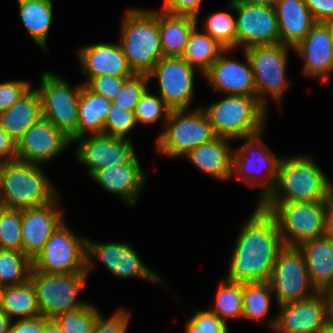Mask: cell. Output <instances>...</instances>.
<instances>
[{
    "mask_svg": "<svg viewBox=\"0 0 333 333\" xmlns=\"http://www.w3.org/2000/svg\"><path fill=\"white\" fill-rule=\"evenodd\" d=\"M271 291L269 282L243 283L242 318L263 319L270 310Z\"/></svg>",
    "mask_w": 333,
    "mask_h": 333,
    "instance_id": "obj_36",
    "label": "cell"
},
{
    "mask_svg": "<svg viewBox=\"0 0 333 333\" xmlns=\"http://www.w3.org/2000/svg\"><path fill=\"white\" fill-rule=\"evenodd\" d=\"M308 277L317 292L333 290V241L326 236L308 240L299 246Z\"/></svg>",
    "mask_w": 333,
    "mask_h": 333,
    "instance_id": "obj_26",
    "label": "cell"
},
{
    "mask_svg": "<svg viewBox=\"0 0 333 333\" xmlns=\"http://www.w3.org/2000/svg\"><path fill=\"white\" fill-rule=\"evenodd\" d=\"M91 177L105 190L120 196L130 205L137 202L146 179L136 156L127 164L97 170Z\"/></svg>",
    "mask_w": 333,
    "mask_h": 333,
    "instance_id": "obj_23",
    "label": "cell"
},
{
    "mask_svg": "<svg viewBox=\"0 0 333 333\" xmlns=\"http://www.w3.org/2000/svg\"><path fill=\"white\" fill-rule=\"evenodd\" d=\"M326 302L327 325L333 327V290L323 291Z\"/></svg>",
    "mask_w": 333,
    "mask_h": 333,
    "instance_id": "obj_52",
    "label": "cell"
},
{
    "mask_svg": "<svg viewBox=\"0 0 333 333\" xmlns=\"http://www.w3.org/2000/svg\"><path fill=\"white\" fill-rule=\"evenodd\" d=\"M77 141L79 146L76 156L80 162L89 167L90 176L97 170L127 164L136 156L133 145L127 138L91 134L87 138L82 136L72 142Z\"/></svg>",
    "mask_w": 333,
    "mask_h": 333,
    "instance_id": "obj_15",
    "label": "cell"
},
{
    "mask_svg": "<svg viewBox=\"0 0 333 333\" xmlns=\"http://www.w3.org/2000/svg\"><path fill=\"white\" fill-rule=\"evenodd\" d=\"M228 138L215 137L211 141L190 150L186 156L206 174L216 179L227 180L233 176V156Z\"/></svg>",
    "mask_w": 333,
    "mask_h": 333,
    "instance_id": "obj_27",
    "label": "cell"
},
{
    "mask_svg": "<svg viewBox=\"0 0 333 333\" xmlns=\"http://www.w3.org/2000/svg\"><path fill=\"white\" fill-rule=\"evenodd\" d=\"M274 8L283 45L294 48L317 23L304 0H277Z\"/></svg>",
    "mask_w": 333,
    "mask_h": 333,
    "instance_id": "obj_25",
    "label": "cell"
},
{
    "mask_svg": "<svg viewBox=\"0 0 333 333\" xmlns=\"http://www.w3.org/2000/svg\"><path fill=\"white\" fill-rule=\"evenodd\" d=\"M0 307L11 320L13 316H19V320L41 317L31 280L20 285L3 287L0 293Z\"/></svg>",
    "mask_w": 333,
    "mask_h": 333,
    "instance_id": "obj_31",
    "label": "cell"
},
{
    "mask_svg": "<svg viewBox=\"0 0 333 333\" xmlns=\"http://www.w3.org/2000/svg\"><path fill=\"white\" fill-rule=\"evenodd\" d=\"M325 236L333 241V188L327 200Z\"/></svg>",
    "mask_w": 333,
    "mask_h": 333,
    "instance_id": "obj_51",
    "label": "cell"
},
{
    "mask_svg": "<svg viewBox=\"0 0 333 333\" xmlns=\"http://www.w3.org/2000/svg\"><path fill=\"white\" fill-rule=\"evenodd\" d=\"M224 323L228 318L242 317L243 314V283L225 280L221 283L215 306L210 310Z\"/></svg>",
    "mask_w": 333,
    "mask_h": 333,
    "instance_id": "obj_35",
    "label": "cell"
},
{
    "mask_svg": "<svg viewBox=\"0 0 333 333\" xmlns=\"http://www.w3.org/2000/svg\"><path fill=\"white\" fill-rule=\"evenodd\" d=\"M186 333H229L224 323L210 310L195 312L186 324Z\"/></svg>",
    "mask_w": 333,
    "mask_h": 333,
    "instance_id": "obj_43",
    "label": "cell"
},
{
    "mask_svg": "<svg viewBox=\"0 0 333 333\" xmlns=\"http://www.w3.org/2000/svg\"><path fill=\"white\" fill-rule=\"evenodd\" d=\"M121 49L135 74H148L163 58L158 12L131 9L123 19Z\"/></svg>",
    "mask_w": 333,
    "mask_h": 333,
    "instance_id": "obj_3",
    "label": "cell"
},
{
    "mask_svg": "<svg viewBox=\"0 0 333 333\" xmlns=\"http://www.w3.org/2000/svg\"><path fill=\"white\" fill-rule=\"evenodd\" d=\"M92 255L97 257L109 271L121 278L141 277L154 281L160 278L142 263L140 257L127 243H93L87 239V273L94 263L91 262Z\"/></svg>",
    "mask_w": 333,
    "mask_h": 333,
    "instance_id": "obj_18",
    "label": "cell"
},
{
    "mask_svg": "<svg viewBox=\"0 0 333 333\" xmlns=\"http://www.w3.org/2000/svg\"><path fill=\"white\" fill-rule=\"evenodd\" d=\"M305 60L304 73L326 82L333 70V38L323 23H316L294 48Z\"/></svg>",
    "mask_w": 333,
    "mask_h": 333,
    "instance_id": "obj_22",
    "label": "cell"
},
{
    "mask_svg": "<svg viewBox=\"0 0 333 333\" xmlns=\"http://www.w3.org/2000/svg\"><path fill=\"white\" fill-rule=\"evenodd\" d=\"M0 160H17V142H15L0 125Z\"/></svg>",
    "mask_w": 333,
    "mask_h": 333,
    "instance_id": "obj_50",
    "label": "cell"
},
{
    "mask_svg": "<svg viewBox=\"0 0 333 333\" xmlns=\"http://www.w3.org/2000/svg\"><path fill=\"white\" fill-rule=\"evenodd\" d=\"M0 249L22 252L21 209L0 205Z\"/></svg>",
    "mask_w": 333,
    "mask_h": 333,
    "instance_id": "obj_37",
    "label": "cell"
},
{
    "mask_svg": "<svg viewBox=\"0 0 333 333\" xmlns=\"http://www.w3.org/2000/svg\"><path fill=\"white\" fill-rule=\"evenodd\" d=\"M52 202L21 210L22 252L33 260L51 234L63 223L62 212Z\"/></svg>",
    "mask_w": 333,
    "mask_h": 333,
    "instance_id": "obj_20",
    "label": "cell"
},
{
    "mask_svg": "<svg viewBox=\"0 0 333 333\" xmlns=\"http://www.w3.org/2000/svg\"><path fill=\"white\" fill-rule=\"evenodd\" d=\"M310 157L281 158L273 186L259 202L261 210L277 202H327L333 184Z\"/></svg>",
    "mask_w": 333,
    "mask_h": 333,
    "instance_id": "obj_2",
    "label": "cell"
},
{
    "mask_svg": "<svg viewBox=\"0 0 333 333\" xmlns=\"http://www.w3.org/2000/svg\"><path fill=\"white\" fill-rule=\"evenodd\" d=\"M99 315L96 307L86 304L78 309L60 314L54 319L61 327L62 333H93Z\"/></svg>",
    "mask_w": 333,
    "mask_h": 333,
    "instance_id": "obj_38",
    "label": "cell"
},
{
    "mask_svg": "<svg viewBox=\"0 0 333 333\" xmlns=\"http://www.w3.org/2000/svg\"><path fill=\"white\" fill-rule=\"evenodd\" d=\"M233 2L247 3L251 5H265L274 7L277 0H232Z\"/></svg>",
    "mask_w": 333,
    "mask_h": 333,
    "instance_id": "obj_55",
    "label": "cell"
},
{
    "mask_svg": "<svg viewBox=\"0 0 333 333\" xmlns=\"http://www.w3.org/2000/svg\"><path fill=\"white\" fill-rule=\"evenodd\" d=\"M112 101L91 91L82 84L78 100L77 138L86 132L92 135L103 134V128Z\"/></svg>",
    "mask_w": 333,
    "mask_h": 333,
    "instance_id": "obj_30",
    "label": "cell"
},
{
    "mask_svg": "<svg viewBox=\"0 0 333 333\" xmlns=\"http://www.w3.org/2000/svg\"><path fill=\"white\" fill-rule=\"evenodd\" d=\"M132 76L98 75L91 77L85 84L91 91L113 101L124 83Z\"/></svg>",
    "mask_w": 333,
    "mask_h": 333,
    "instance_id": "obj_44",
    "label": "cell"
},
{
    "mask_svg": "<svg viewBox=\"0 0 333 333\" xmlns=\"http://www.w3.org/2000/svg\"><path fill=\"white\" fill-rule=\"evenodd\" d=\"M195 69L182 57H163L147 75L158 78V94L171 110H187L193 97Z\"/></svg>",
    "mask_w": 333,
    "mask_h": 333,
    "instance_id": "obj_13",
    "label": "cell"
},
{
    "mask_svg": "<svg viewBox=\"0 0 333 333\" xmlns=\"http://www.w3.org/2000/svg\"><path fill=\"white\" fill-rule=\"evenodd\" d=\"M187 110H171L166 130L157 138V149L169 157H181L193 148L207 143L216 136L208 117L199 108L196 111L185 113Z\"/></svg>",
    "mask_w": 333,
    "mask_h": 333,
    "instance_id": "obj_8",
    "label": "cell"
},
{
    "mask_svg": "<svg viewBox=\"0 0 333 333\" xmlns=\"http://www.w3.org/2000/svg\"><path fill=\"white\" fill-rule=\"evenodd\" d=\"M231 9L238 13L236 18L237 46L244 48L257 45L280 43L278 20L274 7L233 2Z\"/></svg>",
    "mask_w": 333,
    "mask_h": 333,
    "instance_id": "obj_14",
    "label": "cell"
},
{
    "mask_svg": "<svg viewBox=\"0 0 333 333\" xmlns=\"http://www.w3.org/2000/svg\"><path fill=\"white\" fill-rule=\"evenodd\" d=\"M317 23L333 18V0H304Z\"/></svg>",
    "mask_w": 333,
    "mask_h": 333,
    "instance_id": "obj_48",
    "label": "cell"
},
{
    "mask_svg": "<svg viewBox=\"0 0 333 333\" xmlns=\"http://www.w3.org/2000/svg\"><path fill=\"white\" fill-rule=\"evenodd\" d=\"M32 269L48 274L87 272V239L75 235L63 222L32 260Z\"/></svg>",
    "mask_w": 333,
    "mask_h": 333,
    "instance_id": "obj_7",
    "label": "cell"
},
{
    "mask_svg": "<svg viewBox=\"0 0 333 333\" xmlns=\"http://www.w3.org/2000/svg\"><path fill=\"white\" fill-rule=\"evenodd\" d=\"M202 0H164L163 11L172 15L191 16L197 19Z\"/></svg>",
    "mask_w": 333,
    "mask_h": 333,
    "instance_id": "obj_47",
    "label": "cell"
},
{
    "mask_svg": "<svg viewBox=\"0 0 333 333\" xmlns=\"http://www.w3.org/2000/svg\"><path fill=\"white\" fill-rule=\"evenodd\" d=\"M12 320L5 313V311L0 307V333H8Z\"/></svg>",
    "mask_w": 333,
    "mask_h": 333,
    "instance_id": "obj_54",
    "label": "cell"
},
{
    "mask_svg": "<svg viewBox=\"0 0 333 333\" xmlns=\"http://www.w3.org/2000/svg\"><path fill=\"white\" fill-rule=\"evenodd\" d=\"M205 33L216 40L225 49L237 46L236 20L228 12H217L207 18Z\"/></svg>",
    "mask_w": 333,
    "mask_h": 333,
    "instance_id": "obj_39",
    "label": "cell"
},
{
    "mask_svg": "<svg viewBox=\"0 0 333 333\" xmlns=\"http://www.w3.org/2000/svg\"><path fill=\"white\" fill-rule=\"evenodd\" d=\"M130 315L120 309L106 319L100 314L94 325L93 333H126Z\"/></svg>",
    "mask_w": 333,
    "mask_h": 333,
    "instance_id": "obj_46",
    "label": "cell"
},
{
    "mask_svg": "<svg viewBox=\"0 0 333 333\" xmlns=\"http://www.w3.org/2000/svg\"><path fill=\"white\" fill-rule=\"evenodd\" d=\"M323 24L325 25V27L328 29L329 34L331 35V37L333 38V18L327 19L323 22Z\"/></svg>",
    "mask_w": 333,
    "mask_h": 333,
    "instance_id": "obj_56",
    "label": "cell"
},
{
    "mask_svg": "<svg viewBox=\"0 0 333 333\" xmlns=\"http://www.w3.org/2000/svg\"><path fill=\"white\" fill-rule=\"evenodd\" d=\"M29 81L14 80L0 83V113L7 110L31 89Z\"/></svg>",
    "mask_w": 333,
    "mask_h": 333,
    "instance_id": "obj_45",
    "label": "cell"
},
{
    "mask_svg": "<svg viewBox=\"0 0 333 333\" xmlns=\"http://www.w3.org/2000/svg\"><path fill=\"white\" fill-rule=\"evenodd\" d=\"M224 50L225 48L211 36L199 32L196 25L189 35L181 57L204 74Z\"/></svg>",
    "mask_w": 333,
    "mask_h": 333,
    "instance_id": "obj_33",
    "label": "cell"
},
{
    "mask_svg": "<svg viewBox=\"0 0 333 333\" xmlns=\"http://www.w3.org/2000/svg\"><path fill=\"white\" fill-rule=\"evenodd\" d=\"M20 17L32 39L46 50V37L52 24L53 5L51 1L17 0Z\"/></svg>",
    "mask_w": 333,
    "mask_h": 333,
    "instance_id": "obj_32",
    "label": "cell"
},
{
    "mask_svg": "<svg viewBox=\"0 0 333 333\" xmlns=\"http://www.w3.org/2000/svg\"><path fill=\"white\" fill-rule=\"evenodd\" d=\"M32 260L23 252L0 249V284L20 285L30 280Z\"/></svg>",
    "mask_w": 333,
    "mask_h": 333,
    "instance_id": "obj_34",
    "label": "cell"
},
{
    "mask_svg": "<svg viewBox=\"0 0 333 333\" xmlns=\"http://www.w3.org/2000/svg\"><path fill=\"white\" fill-rule=\"evenodd\" d=\"M30 1L40 2V1H51V0H30Z\"/></svg>",
    "mask_w": 333,
    "mask_h": 333,
    "instance_id": "obj_59",
    "label": "cell"
},
{
    "mask_svg": "<svg viewBox=\"0 0 333 333\" xmlns=\"http://www.w3.org/2000/svg\"><path fill=\"white\" fill-rule=\"evenodd\" d=\"M8 333H44V317L17 320L11 323Z\"/></svg>",
    "mask_w": 333,
    "mask_h": 333,
    "instance_id": "obj_49",
    "label": "cell"
},
{
    "mask_svg": "<svg viewBox=\"0 0 333 333\" xmlns=\"http://www.w3.org/2000/svg\"><path fill=\"white\" fill-rule=\"evenodd\" d=\"M71 142L62 130L42 117L18 140L17 160L42 164L56 157Z\"/></svg>",
    "mask_w": 333,
    "mask_h": 333,
    "instance_id": "obj_16",
    "label": "cell"
},
{
    "mask_svg": "<svg viewBox=\"0 0 333 333\" xmlns=\"http://www.w3.org/2000/svg\"><path fill=\"white\" fill-rule=\"evenodd\" d=\"M160 12H158V28L163 56L181 57L189 35L198 21L191 16Z\"/></svg>",
    "mask_w": 333,
    "mask_h": 333,
    "instance_id": "obj_29",
    "label": "cell"
},
{
    "mask_svg": "<svg viewBox=\"0 0 333 333\" xmlns=\"http://www.w3.org/2000/svg\"><path fill=\"white\" fill-rule=\"evenodd\" d=\"M283 247L275 218L268 211L257 207L241 229L225 280L268 282Z\"/></svg>",
    "mask_w": 333,
    "mask_h": 333,
    "instance_id": "obj_1",
    "label": "cell"
},
{
    "mask_svg": "<svg viewBox=\"0 0 333 333\" xmlns=\"http://www.w3.org/2000/svg\"><path fill=\"white\" fill-rule=\"evenodd\" d=\"M268 282L276 293L278 305L303 301L317 293L309 280L306 261L299 247L284 246L279 251ZM310 289L315 294L310 293Z\"/></svg>",
    "mask_w": 333,
    "mask_h": 333,
    "instance_id": "obj_11",
    "label": "cell"
},
{
    "mask_svg": "<svg viewBox=\"0 0 333 333\" xmlns=\"http://www.w3.org/2000/svg\"><path fill=\"white\" fill-rule=\"evenodd\" d=\"M225 49L218 59L204 73L215 90L226 92L227 95L256 97V86L249 59L245 55L246 64L233 59H227ZM226 52V53H225Z\"/></svg>",
    "mask_w": 333,
    "mask_h": 333,
    "instance_id": "obj_21",
    "label": "cell"
},
{
    "mask_svg": "<svg viewBox=\"0 0 333 333\" xmlns=\"http://www.w3.org/2000/svg\"><path fill=\"white\" fill-rule=\"evenodd\" d=\"M319 333H333V327L326 324Z\"/></svg>",
    "mask_w": 333,
    "mask_h": 333,
    "instance_id": "obj_58",
    "label": "cell"
},
{
    "mask_svg": "<svg viewBox=\"0 0 333 333\" xmlns=\"http://www.w3.org/2000/svg\"><path fill=\"white\" fill-rule=\"evenodd\" d=\"M327 202H277L268 212L275 218L284 246L325 236Z\"/></svg>",
    "mask_w": 333,
    "mask_h": 333,
    "instance_id": "obj_6",
    "label": "cell"
},
{
    "mask_svg": "<svg viewBox=\"0 0 333 333\" xmlns=\"http://www.w3.org/2000/svg\"><path fill=\"white\" fill-rule=\"evenodd\" d=\"M260 136L261 133L245 137V144L238 148V150L232 151L234 155L232 174H237V176L240 177L245 184L250 185L251 183L254 185L256 183V185H259L263 188L262 197H264L273 186L281 158L274 156L269 151L267 153V150L265 151L264 148H266V145L263 144V141L259 138ZM257 146L259 147L258 149L255 148ZM261 166L262 168L266 167L268 173V179L264 182H261L262 177L261 179L257 177L258 174L254 175V172L251 174V171H253V168L251 167H258L259 169Z\"/></svg>",
    "mask_w": 333,
    "mask_h": 333,
    "instance_id": "obj_19",
    "label": "cell"
},
{
    "mask_svg": "<svg viewBox=\"0 0 333 333\" xmlns=\"http://www.w3.org/2000/svg\"><path fill=\"white\" fill-rule=\"evenodd\" d=\"M171 109L161 97L155 96L148 92V89L140 98L134 110L136 123H155L162 114L164 120L168 118Z\"/></svg>",
    "mask_w": 333,
    "mask_h": 333,
    "instance_id": "obj_41",
    "label": "cell"
},
{
    "mask_svg": "<svg viewBox=\"0 0 333 333\" xmlns=\"http://www.w3.org/2000/svg\"><path fill=\"white\" fill-rule=\"evenodd\" d=\"M290 46L281 43L257 45L244 49L254 76L256 97L266 108L264 93H268L281 104L284 89L288 86L285 77L287 50ZM264 98V100H263Z\"/></svg>",
    "mask_w": 333,
    "mask_h": 333,
    "instance_id": "obj_12",
    "label": "cell"
},
{
    "mask_svg": "<svg viewBox=\"0 0 333 333\" xmlns=\"http://www.w3.org/2000/svg\"><path fill=\"white\" fill-rule=\"evenodd\" d=\"M134 111L122 109L117 103H111L103 128V134L111 137L124 138L136 125Z\"/></svg>",
    "mask_w": 333,
    "mask_h": 333,
    "instance_id": "obj_40",
    "label": "cell"
},
{
    "mask_svg": "<svg viewBox=\"0 0 333 333\" xmlns=\"http://www.w3.org/2000/svg\"><path fill=\"white\" fill-rule=\"evenodd\" d=\"M6 163H7L6 161L0 160V190H1V187H2L3 173H4V170H5Z\"/></svg>",
    "mask_w": 333,
    "mask_h": 333,
    "instance_id": "obj_57",
    "label": "cell"
},
{
    "mask_svg": "<svg viewBox=\"0 0 333 333\" xmlns=\"http://www.w3.org/2000/svg\"><path fill=\"white\" fill-rule=\"evenodd\" d=\"M202 110L217 137L244 140L263 131L266 108L257 97L227 95Z\"/></svg>",
    "mask_w": 333,
    "mask_h": 333,
    "instance_id": "obj_4",
    "label": "cell"
},
{
    "mask_svg": "<svg viewBox=\"0 0 333 333\" xmlns=\"http://www.w3.org/2000/svg\"><path fill=\"white\" fill-rule=\"evenodd\" d=\"M54 192L39 164L19 160L6 163L0 190L1 206L21 210L43 206L55 199Z\"/></svg>",
    "mask_w": 333,
    "mask_h": 333,
    "instance_id": "obj_5",
    "label": "cell"
},
{
    "mask_svg": "<svg viewBox=\"0 0 333 333\" xmlns=\"http://www.w3.org/2000/svg\"><path fill=\"white\" fill-rule=\"evenodd\" d=\"M38 91L41 99L42 116L71 141L77 138L78 100L82 84L72 89L64 79L45 72L40 79Z\"/></svg>",
    "mask_w": 333,
    "mask_h": 333,
    "instance_id": "obj_10",
    "label": "cell"
},
{
    "mask_svg": "<svg viewBox=\"0 0 333 333\" xmlns=\"http://www.w3.org/2000/svg\"><path fill=\"white\" fill-rule=\"evenodd\" d=\"M44 333H62V330L54 318L44 317Z\"/></svg>",
    "mask_w": 333,
    "mask_h": 333,
    "instance_id": "obj_53",
    "label": "cell"
},
{
    "mask_svg": "<svg viewBox=\"0 0 333 333\" xmlns=\"http://www.w3.org/2000/svg\"><path fill=\"white\" fill-rule=\"evenodd\" d=\"M148 80L146 74H135L124 83L113 102L117 103L122 109L134 111L140 98L148 89Z\"/></svg>",
    "mask_w": 333,
    "mask_h": 333,
    "instance_id": "obj_42",
    "label": "cell"
},
{
    "mask_svg": "<svg viewBox=\"0 0 333 333\" xmlns=\"http://www.w3.org/2000/svg\"><path fill=\"white\" fill-rule=\"evenodd\" d=\"M41 99L36 89L29 90L7 110L0 113V125L15 141L42 118Z\"/></svg>",
    "mask_w": 333,
    "mask_h": 333,
    "instance_id": "obj_28",
    "label": "cell"
},
{
    "mask_svg": "<svg viewBox=\"0 0 333 333\" xmlns=\"http://www.w3.org/2000/svg\"><path fill=\"white\" fill-rule=\"evenodd\" d=\"M87 272L72 274H48L31 270L30 280L34 286L41 316H56L78 309L87 303L76 300L86 282Z\"/></svg>",
    "mask_w": 333,
    "mask_h": 333,
    "instance_id": "obj_9",
    "label": "cell"
},
{
    "mask_svg": "<svg viewBox=\"0 0 333 333\" xmlns=\"http://www.w3.org/2000/svg\"><path fill=\"white\" fill-rule=\"evenodd\" d=\"M3 286L0 284V293L2 292Z\"/></svg>",
    "mask_w": 333,
    "mask_h": 333,
    "instance_id": "obj_60",
    "label": "cell"
},
{
    "mask_svg": "<svg viewBox=\"0 0 333 333\" xmlns=\"http://www.w3.org/2000/svg\"><path fill=\"white\" fill-rule=\"evenodd\" d=\"M83 74L93 76H134L120 44L99 43L79 49Z\"/></svg>",
    "mask_w": 333,
    "mask_h": 333,
    "instance_id": "obj_24",
    "label": "cell"
},
{
    "mask_svg": "<svg viewBox=\"0 0 333 333\" xmlns=\"http://www.w3.org/2000/svg\"><path fill=\"white\" fill-rule=\"evenodd\" d=\"M280 314L270 326L280 333H319L327 324L326 302L323 292L303 301L279 305Z\"/></svg>",
    "mask_w": 333,
    "mask_h": 333,
    "instance_id": "obj_17",
    "label": "cell"
}]
</instances>
